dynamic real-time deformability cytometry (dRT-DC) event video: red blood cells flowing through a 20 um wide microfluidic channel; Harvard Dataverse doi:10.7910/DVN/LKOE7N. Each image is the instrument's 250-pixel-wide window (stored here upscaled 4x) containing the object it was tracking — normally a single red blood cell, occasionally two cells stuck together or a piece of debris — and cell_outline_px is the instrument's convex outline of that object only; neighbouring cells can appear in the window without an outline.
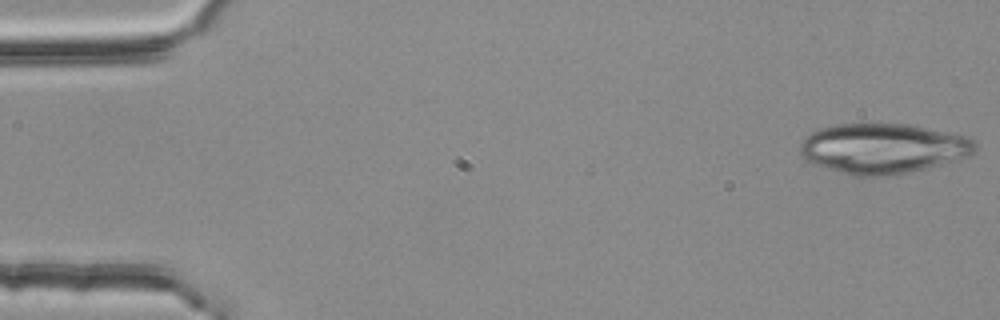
{"species": "common noctule bat (a hibernating species)", "species_latin": "Nyctalus noctula", "temperature_condition": "room temperature", "stored_images_in_passage": 35, "camera_frame_rate_fps": 3000, "um_per_image_px": 0.085, "animal": {"sex": "female", "body_mass_g": 25.1}, "frame": {"image": 1, "passage_image": 1, "time_ms": 0.0, "image_size_px": [1000, 320], "cell_outline_px": [[976, 148], [968, 156], [924, 168], [908, 172], [884, 176], [856, 176], [840, 172], [812, 164], [800, 152], [800, 144], [812, 132], [820, 128], [836, 124], [908, 124], [964, 136], [976, 140]], "centroid_in_image_um": [75.03, 12.61], "position_along_channel_um": 10.0, "area_um2": 50.4}}
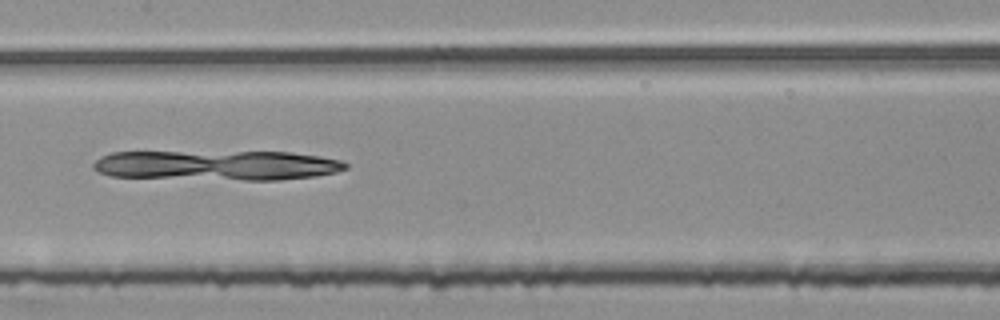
{"frame": {"image": 2, "passage_image": 26, "time_ms": 8.333, "image_size_px": [1000, 320], "cell_outline_px": [[348, 168], [336, 172], [316, 176], [280, 180], [244, 180], [108, 176], [92, 168], [92, 164], [100, 156], [112, 152], [292, 152], [320, 156], [340, 160], [348, 164]], "centroid_in_image_um": [18.46, 14.05], "position_along_channel_um": 188.9, "area_um2": 44.16}}
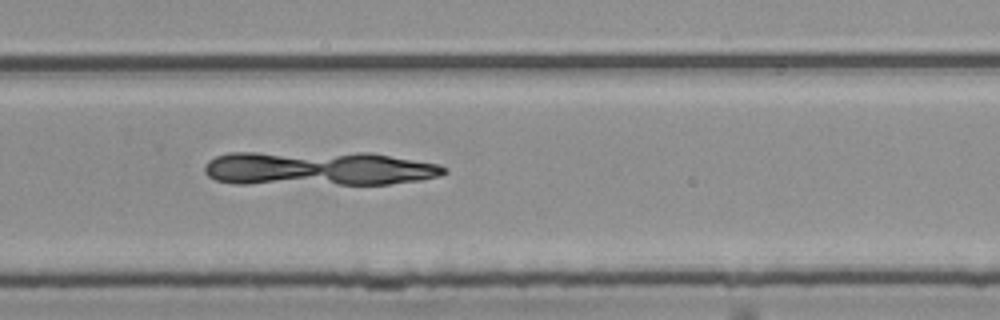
{"frame": {"image": 3, "passage_image": 35, "time_ms": 11.333, "image_size_px": [1000, 320], "cell_outline_px": [[448, 172], [440, 176], [420, 180], [388, 184], [236, 184], [216, 180], [208, 176], [204, 172], [204, 168], [208, 160], [216, 156], [228, 152], [372, 152], [440, 164], [448, 168]], "centroid_in_image_um": [27.09, 14.31], "position_along_channel_um": 302.7, "area_um2": 48.96}}